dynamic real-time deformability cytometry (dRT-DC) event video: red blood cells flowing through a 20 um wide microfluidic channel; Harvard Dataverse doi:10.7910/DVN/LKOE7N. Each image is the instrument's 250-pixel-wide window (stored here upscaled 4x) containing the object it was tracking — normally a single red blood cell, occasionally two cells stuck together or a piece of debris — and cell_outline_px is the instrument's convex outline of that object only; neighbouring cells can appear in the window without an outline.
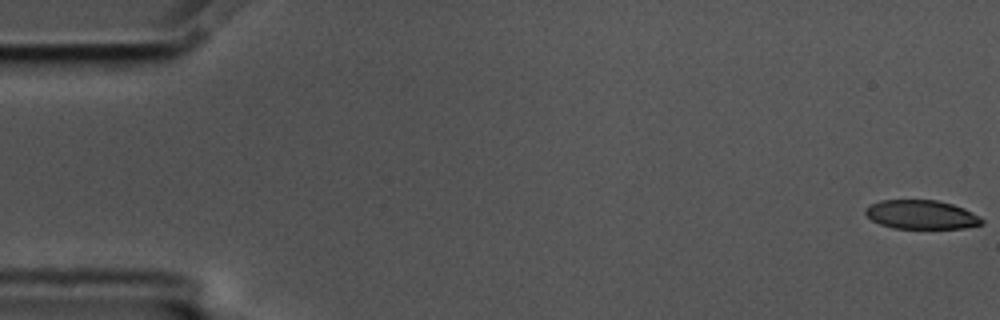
{"species": "common noctule bat (a hibernating species)", "species_latin": "Nyctalus noctula", "temperature_condition": "cold", "stored_images_in_passage": 6, "camera_frame_rate_fps": 3000, "um_per_image_px": 0.085, "animal": {"sex": "male", "body_mass_g": 17.5, "forearm_length_mm": 52.3}, "frame": {"image": 1, "passage_image": 1, "time_ms": 0.0, "image_size_px": [1000, 320], "cell_outline_px": [[984, 224], [964, 228], [892, 228], [880, 224], [872, 220], [864, 212], [864, 208], [880, 200], [936, 200], [952, 204], [964, 208], [980, 216], [984, 220]], "centroid_in_image_um": [78.33, 18.24], "position_along_channel_um": 6.7, "area_um2": 19.65}}